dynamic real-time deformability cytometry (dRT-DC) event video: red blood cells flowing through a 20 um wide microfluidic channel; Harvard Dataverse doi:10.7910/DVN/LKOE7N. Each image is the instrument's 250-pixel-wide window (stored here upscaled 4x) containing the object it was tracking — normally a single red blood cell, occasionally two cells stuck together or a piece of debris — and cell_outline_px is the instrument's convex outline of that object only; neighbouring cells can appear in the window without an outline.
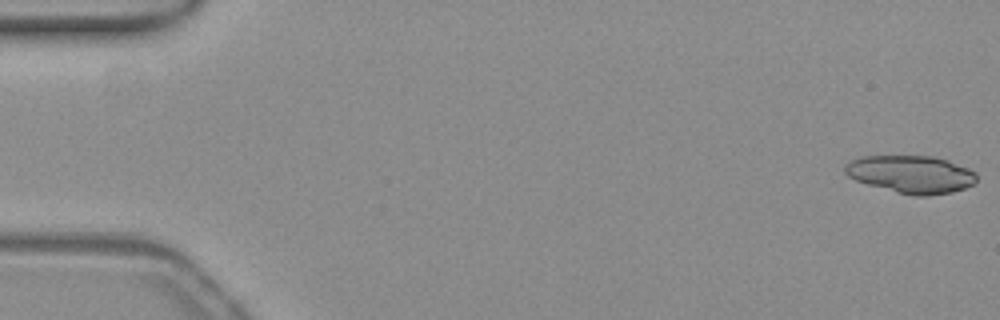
{"species": "common noctule bat (a hibernating species)", "species_latin": "Nyctalus noctula", "temperature_condition": "warm", "stored_images_in_passage": 23, "camera_frame_rate_fps": 3000, "um_per_image_px": 0.085, "animal": {"sex": "female", "body_mass_g": 19.3, "forearm_length_mm": 54.1}, "frame": {"image": 1, "passage_image": 1, "time_ms": 0.0, "image_size_px": [1000, 320], "cell_outline_px": [[976, 180], [972, 184], [964, 188], [952, 192], [928, 196], [912, 196], [896, 192], [868, 184], [856, 180], [848, 176], [844, 172], [844, 164], [860, 156], [932, 156], [948, 160], [968, 168], [976, 172]], "centroid_in_image_um": [77.43, 14.81], "position_along_channel_um": 7.6, "area_um2": 28.9}}